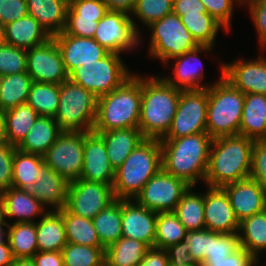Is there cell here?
I'll list each match as a JSON object with an SVG mask.
<instances>
[{"instance_id":"cell-1","label":"cell","mask_w":266,"mask_h":266,"mask_svg":"<svg viewBox=\"0 0 266 266\" xmlns=\"http://www.w3.org/2000/svg\"><path fill=\"white\" fill-rule=\"evenodd\" d=\"M212 141L207 132L160 139L162 169L196 187L199 180H205Z\"/></svg>"},{"instance_id":"cell-2","label":"cell","mask_w":266,"mask_h":266,"mask_svg":"<svg viewBox=\"0 0 266 266\" xmlns=\"http://www.w3.org/2000/svg\"><path fill=\"white\" fill-rule=\"evenodd\" d=\"M254 142L239 134L213 139L205 185L222 187L249 178Z\"/></svg>"},{"instance_id":"cell-3","label":"cell","mask_w":266,"mask_h":266,"mask_svg":"<svg viewBox=\"0 0 266 266\" xmlns=\"http://www.w3.org/2000/svg\"><path fill=\"white\" fill-rule=\"evenodd\" d=\"M181 90L160 75L141 77V105L138 128L144 138L162 139L170 129Z\"/></svg>"},{"instance_id":"cell-4","label":"cell","mask_w":266,"mask_h":266,"mask_svg":"<svg viewBox=\"0 0 266 266\" xmlns=\"http://www.w3.org/2000/svg\"><path fill=\"white\" fill-rule=\"evenodd\" d=\"M141 76L137 73L120 87L98 98L94 132L137 128L140 120Z\"/></svg>"},{"instance_id":"cell-5","label":"cell","mask_w":266,"mask_h":266,"mask_svg":"<svg viewBox=\"0 0 266 266\" xmlns=\"http://www.w3.org/2000/svg\"><path fill=\"white\" fill-rule=\"evenodd\" d=\"M162 169L161 143L145 138L115 170L113 193L116 199H134L145 184Z\"/></svg>"},{"instance_id":"cell-6","label":"cell","mask_w":266,"mask_h":266,"mask_svg":"<svg viewBox=\"0 0 266 266\" xmlns=\"http://www.w3.org/2000/svg\"><path fill=\"white\" fill-rule=\"evenodd\" d=\"M220 72L208 88L206 128L212 139L238 135L244 107L245 94L223 77V65Z\"/></svg>"},{"instance_id":"cell-7","label":"cell","mask_w":266,"mask_h":266,"mask_svg":"<svg viewBox=\"0 0 266 266\" xmlns=\"http://www.w3.org/2000/svg\"><path fill=\"white\" fill-rule=\"evenodd\" d=\"M98 98L70 79L60 84L59 105L54 120L62 131L93 130Z\"/></svg>"},{"instance_id":"cell-8","label":"cell","mask_w":266,"mask_h":266,"mask_svg":"<svg viewBox=\"0 0 266 266\" xmlns=\"http://www.w3.org/2000/svg\"><path fill=\"white\" fill-rule=\"evenodd\" d=\"M124 64L120 54L109 52L95 63L74 69L69 79L99 98L120 87L133 75Z\"/></svg>"},{"instance_id":"cell-9","label":"cell","mask_w":266,"mask_h":266,"mask_svg":"<svg viewBox=\"0 0 266 266\" xmlns=\"http://www.w3.org/2000/svg\"><path fill=\"white\" fill-rule=\"evenodd\" d=\"M148 28L152 32L148 53L165 65L170 59L200 46L183 25L180 16L174 12L151 23Z\"/></svg>"},{"instance_id":"cell-10","label":"cell","mask_w":266,"mask_h":266,"mask_svg":"<svg viewBox=\"0 0 266 266\" xmlns=\"http://www.w3.org/2000/svg\"><path fill=\"white\" fill-rule=\"evenodd\" d=\"M208 88L181 90L170 129L162 139H177L207 132Z\"/></svg>"},{"instance_id":"cell-11","label":"cell","mask_w":266,"mask_h":266,"mask_svg":"<svg viewBox=\"0 0 266 266\" xmlns=\"http://www.w3.org/2000/svg\"><path fill=\"white\" fill-rule=\"evenodd\" d=\"M131 15L121 11H108L98 21L93 39L107 51L121 54L140 45V29ZM140 34V35H139Z\"/></svg>"},{"instance_id":"cell-12","label":"cell","mask_w":266,"mask_h":266,"mask_svg":"<svg viewBox=\"0 0 266 266\" xmlns=\"http://www.w3.org/2000/svg\"><path fill=\"white\" fill-rule=\"evenodd\" d=\"M84 132L63 131L43 155L44 164L70 182L83 169Z\"/></svg>"},{"instance_id":"cell-13","label":"cell","mask_w":266,"mask_h":266,"mask_svg":"<svg viewBox=\"0 0 266 266\" xmlns=\"http://www.w3.org/2000/svg\"><path fill=\"white\" fill-rule=\"evenodd\" d=\"M190 187L183 179L161 169L133 199L155 212H173L184 192Z\"/></svg>"},{"instance_id":"cell-14","label":"cell","mask_w":266,"mask_h":266,"mask_svg":"<svg viewBox=\"0 0 266 266\" xmlns=\"http://www.w3.org/2000/svg\"><path fill=\"white\" fill-rule=\"evenodd\" d=\"M115 200L112 186L76 179L70 182L65 209L72 214L93 219Z\"/></svg>"},{"instance_id":"cell-15","label":"cell","mask_w":266,"mask_h":266,"mask_svg":"<svg viewBox=\"0 0 266 266\" xmlns=\"http://www.w3.org/2000/svg\"><path fill=\"white\" fill-rule=\"evenodd\" d=\"M27 73L33 82L60 85L69 79L61 52L53 38L27 50Z\"/></svg>"},{"instance_id":"cell-16","label":"cell","mask_w":266,"mask_h":266,"mask_svg":"<svg viewBox=\"0 0 266 266\" xmlns=\"http://www.w3.org/2000/svg\"><path fill=\"white\" fill-rule=\"evenodd\" d=\"M80 179L113 186L115 170L111 166L105 142L96 132H84L83 169Z\"/></svg>"},{"instance_id":"cell-17","label":"cell","mask_w":266,"mask_h":266,"mask_svg":"<svg viewBox=\"0 0 266 266\" xmlns=\"http://www.w3.org/2000/svg\"><path fill=\"white\" fill-rule=\"evenodd\" d=\"M205 229L222 234H236L239 221L222 187H210L204 193Z\"/></svg>"},{"instance_id":"cell-18","label":"cell","mask_w":266,"mask_h":266,"mask_svg":"<svg viewBox=\"0 0 266 266\" xmlns=\"http://www.w3.org/2000/svg\"><path fill=\"white\" fill-rule=\"evenodd\" d=\"M259 58V59H258ZM256 60H232L224 63L223 77L243 94L258 93L266 95V58Z\"/></svg>"},{"instance_id":"cell-19","label":"cell","mask_w":266,"mask_h":266,"mask_svg":"<svg viewBox=\"0 0 266 266\" xmlns=\"http://www.w3.org/2000/svg\"><path fill=\"white\" fill-rule=\"evenodd\" d=\"M52 38L59 47L68 74L85 64L95 63L109 53L93 38L72 36L64 32Z\"/></svg>"},{"instance_id":"cell-20","label":"cell","mask_w":266,"mask_h":266,"mask_svg":"<svg viewBox=\"0 0 266 266\" xmlns=\"http://www.w3.org/2000/svg\"><path fill=\"white\" fill-rule=\"evenodd\" d=\"M157 212L138 204L135 200L122 199V237L135 239L154 247Z\"/></svg>"},{"instance_id":"cell-21","label":"cell","mask_w":266,"mask_h":266,"mask_svg":"<svg viewBox=\"0 0 266 266\" xmlns=\"http://www.w3.org/2000/svg\"><path fill=\"white\" fill-rule=\"evenodd\" d=\"M239 222L265 210L266 191L255 180L232 182L222 186Z\"/></svg>"},{"instance_id":"cell-22","label":"cell","mask_w":266,"mask_h":266,"mask_svg":"<svg viewBox=\"0 0 266 266\" xmlns=\"http://www.w3.org/2000/svg\"><path fill=\"white\" fill-rule=\"evenodd\" d=\"M213 46L209 45H200L196 49H193L189 52L178 56L174 62L173 74L174 78L164 75L162 78L173 87L180 90H198V89H207L211 84H203L201 81L204 78V65L201 64L199 53L212 51ZM200 66V67H199Z\"/></svg>"},{"instance_id":"cell-23","label":"cell","mask_w":266,"mask_h":266,"mask_svg":"<svg viewBox=\"0 0 266 266\" xmlns=\"http://www.w3.org/2000/svg\"><path fill=\"white\" fill-rule=\"evenodd\" d=\"M36 177L37 181L32 186L31 194L44 207L51 206L52 211L65 208L70 181L45 164L38 170Z\"/></svg>"},{"instance_id":"cell-24","label":"cell","mask_w":266,"mask_h":266,"mask_svg":"<svg viewBox=\"0 0 266 266\" xmlns=\"http://www.w3.org/2000/svg\"><path fill=\"white\" fill-rule=\"evenodd\" d=\"M5 209V218H16L14 223L35 222L34 217L45 215V207L31 193L22 189L10 187L0 192Z\"/></svg>"},{"instance_id":"cell-25","label":"cell","mask_w":266,"mask_h":266,"mask_svg":"<svg viewBox=\"0 0 266 266\" xmlns=\"http://www.w3.org/2000/svg\"><path fill=\"white\" fill-rule=\"evenodd\" d=\"M5 43L25 50L40 46L52 38L30 15L4 26Z\"/></svg>"},{"instance_id":"cell-26","label":"cell","mask_w":266,"mask_h":266,"mask_svg":"<svg viewBox=\"0 0 266 266\" xmlns=\"http://www.w3.org/2000/svg\"><path fill=\"white\" fill-rule=\"evenodd\" d=\"M28 15L33 16L52 37L64 31L69 2L66 0H26Z\"/></svg>"},{"instance_id":"cell-27","label":"cell","mask_w":266,"mask_h":266,"mask_svg":"<svg viewBox=\"0 0 266 266\" xmlns=\"http://www.w3.org/2000/svg\"><path fill=\"white\" fill-rule=\"evenodd\" d=\"M96 133L105 142L107 156L114 170H117L137 145L145 139L138 127Z\"/></svg>"},{"instance_id":"cell-28","label":"cell","mask_w":266,"mask_h":266,"mask_svg":"<svg viewBox=\"0 0 266 266\" xmlns=\"http://www.w3.org/2000/svg\"><path fill=\"white\" fill-rule=\"evenodd\" d=\"M266 134V95L245 94L239 135L260 141Z\"/></svg>"},{"instance_id":"cell-29","label":"cell","mask_w":266,"mask_h":266,"mask_svg":"<svg viewBox=\"0 0 266 266\" xmlns=\"http://www.w3.org/2000/svg\"><path fill=\"white\" fill-rule=\"evenodd\" d=\"M62 132L54 118L39 116L17 149L43 156Z\"/></svg>"},{"instance_id":"cell-30","label":"cell","mask_w":266,"mask_h":266,"mask_svg":"<svg viewBox=\"0 0 266 266\" xmlns=\"http://www.w3.org/2000/svg\"><path fill=\"white\" fill-rule=\"evenodd\" d=\"M47 210L39 222H36L38 251H62L67 244L62 214Z\"/></svg>"},{"instance_id":"cell-31","label":"cell","mask_w":266,"mask_h":266,"mask_svg":"<svg viewBox=\"0 0 266 266\" xmlns=\"http://www.w3.org/2000/svg\"><path fill=\"white\" fill-rule=\"evenodd\" d=\"M3 116L6 141L18 146L40 115L28 103H24L3 112Z\"/></svg>"},{"instance_id":"cell-32","label":"cell","mask_w":266,"mask_h":266,"mask_svg":"<svg viewBox=\"0 0 266 266\" xmlns=\"http://www.w3.org/2000/svg\"><path fill=\"white\" fill-rule=\"evenodd\" d=\"M33 80L27 72L0 77V111L27 103Z\"/></svg>"},{"instance_id":"cell-33","label":"cell","mask_w":266,"mask_h":266,"mask_svg":"<svg viewBox=\"0 0 266 266\" xmlns=\"http://www.w3.org/2000/svg\"><path fill=\"white\" fill-rule=\"evenodd\" d=\"M102 246L106 249L122 237V199H116L92 219Z\"/></svg>"},{"instance_id":"cell-34","label":"cell","mask_w":266,"mask_h":266,"mask_svg":"<svg viewBox=\"0 0 266 266\" xmlns=\"http://www.w3.org/2000/svg\"><path fill=\"white\" fill-rule=\"evenodd\" d=\"M238 236L240 247L259 260L258 255L262 251H266V211L254 214L239 222Z\"/></svg>"},{"instance_id":"cell-35","label":"cell","mask_w":266,"mask_h":266,"mask_svg":"<svg viewBox=\"0 0 266 266\" xmlns=\"http://www.w3.org/2000/svg\"><path fill=\"white\" fill-rule=\"evenodd\" d=\"M43 165V156L20 151L16 146L13 158L12 187L31 193L32 186L37 181L38 170Z\"/></svg>"},{"instance_id":"cell-36","label":"cell","mask_w":266,"mask_h":266,"mask_svg":"<svg viewBox=\"0 0 266 266\" xmlns=\"http://www.w3.org/2000/svg\"><path fill=\"white\" fill-rule=\"evenodd\" d=\"M190 186L182 195L173 213L187 232L205 229L204 194H196Z\"/></svg>"},{"instance_id":"cell-37","label":"cell","mask_w":266,"mask_h":266,"mask_svg":"<svg viewBox=\"0 0 266 266\" xmlns=\"http://www.w3.org/2000/svg\"><path fill=\"white\" fill-rule=\"evenodd\" d=\"M7 228L14 258H32L38 252L36 222L8 223Z\"/></svg>"},{"instance_id":"cell-38","label":"cell","mask_w":266,"mask_h":266,"mask_svg":"<svg viewBox=\"0 0 266 266\" xmlns=\"http://www.w3.org/2000/svg\"><path fill=\"white\" fill-rule=\"evenodd\" d=\"M148 248L141 241L121 237L105 249V261L110 266H139Z\"/></svg>"},{"instance_id":"cell-39","label":"cell","mask_w":266,"mask_h":266,"mask_svg":"<svg viewBox=\"0 0 266 266\" xmlns=\"http://www.w3.org/2000/svg\"><path fill=\"white\" fill-rule=\"evenodd\" d=\"M65 224L67 243L93 247H103L94 228L92 219L68 212L65 208L59 211Z\"/></svg>"},{"instance_id":"cell-40","label":"cell","mask_w":266,"mask_h":266,"mask_svg":"<svg viewBox=\"0 0 266 266\" xmlns=\"http://www.w3.org/2000/svg\"><path fill=\"white\" fill-rule=\"evenodd\" d=\"M60 85L33 82L27 103L40 115L54 118L59 105Z\"/></svg>"},{"instance_id":"cell-41","label":"cell","mask_w":266,"mask_h":266,"mask_svg":"<svg viewBox=\"0 0 266 266\" xmlns=\"http://www.w3.org/2000/svg\"><path fill=\"white\" fill-rule=\"evenodd\" d=\"M180 18L183 25L188 29L199 45L214 47L219 30L221 28L225 30L224 27L208 13L182 15Z\"/></svg>"},{"instance_id":"cell-42","label":"cell","mask_w":266,"mask_h":266,"mask_svg":"<svg viewBox=\"0 0 266 266\" xmlns=\"http://www.w3.org/2000/svg\"><path fill=\"white\" fill-rule=\"evenodd\" d=\"M187 231L173 212H158L154 247L166 249L185 240Z\"/></svg>"},{"instance_id":"cell-43","label":"cell","mask_w":266,"mask_h":266,"mask_svg":"<svg viewBox=\"0 0 266 266\" xmlns=\"http://www.w3.org/2000/svg\"><path fill=\"white\" fill-rule=\"evenodd\" d=\"M64 266H103L105 248L67 243L62 249Z\"/></svg>"},{"instance_id":"cell-44","label":"cell","mask_w":266,"mask_h":266,"mask_svg":"<svg viewBox=\"0 0 266 266\" xmlns=\"http://www.w3.org/2000/svg\"><path fill=\"white\" fill-rule=\"evenodd\" d=\"M174 0H136L130 15L136 17L147 27L173 12Z\"/></svg>"},{"instance_id":"cell-45","label":"cell","mask_w":266,"mask_h":266,"mask_svg":"<svg viewBox=\"0 0 266 266\" xmlns=\"http://www.w3.org/2000/svg\"><path fill=\"white\" fill-rule=\"evenodd\" d=\"M27 72V50L0 44V77Z\"/></svg>"},{"instance_id":"cell-46","label":"cell","mask_w":266,"mask_h":266,"mask_svg":"<svg viewBox=\"0 0 266 266\" xmlns=\"http://www.w3.org/2000/svg\"><path fill=\"white\" fill-rule=\"evenodd\" d=\"M240 248L238 233L222 234L210 231L209 255L201 264H209L212 260L223 259Z\"/></svg>"},{"instance_id":"cell-47","label":"cell","mask_w":266,"mask_h":266,"mask_svg":"<svg viewBox=\"0 0 266 266\" xmlns=\"http://www.w3.org/2000/svg\"><path fill=\"white\" fill-rule=\"evenodd\" d=\"M187 248L190 250L194 262L202 263L209 255L210 247V230L201 229L196 231H189L185 237Z\"/></svg>"},{"instance_id":"cell-48","label":"cell","mask_w":266,"mask_h":266,"mask_svg":"<svg viewBox=\"0 0 266 266\" xmlns=\"http://www.w3.org/2000/svg\"><path fill=\"white\" fill-rule=\"evenodd\" d=\"M98 21L95 19L79 18V15L69 6L67 11V21L64 29L65 34L78 37L93 38Z\"/></svg>"},{"instance_id":"cell-49","label":"cell","mask_w":266,"mask_h":266,"mask_svg":"<svg viewBox=\"0 0 266 266\" xmlns=\"http://www.w3.org/2000/svg\"><path fill=\"white\" fill-rule=\"evenodd\" d=\"M16 146L0 141V192L12 187L13 158Z\"/></svg>"},{"instance_id":"cell-50","label":"cell","mask_w":266,"mask_h":266,"mask_svg":"<svg viewBox=\"0 0 266 266\" xmlns=\"http://www.w3.org/2000/svg\"><path fill=\"white\" fill-rule=\"evenodd\" d=\"M207 13L219 22L225 29L230 31L233 16L234 0H201Z\"/></svg>"},{"instance_id":"cell-51","label":"cell","mask_w":266,"mask_h":266,"mask_svg":"<svg viewBox=\"0 0 266 266\" xmlns=\"http://www.w3.org/2000/svg\"><path fill=\"white\" fill-rule=\"evenodd\" d=\"M69 6L79 15V18L99 21L108 12L103 0H72Z\"/></svg>"},{"instance_id":"cell-52","label":"cell","mask_w":266,"mask_h":266,"mask_svg":"<svg viewBox=\"0 0 266 266\" xmlns=\"http://www.w3.org/2000/svg\"><path fill=\"white\" fill-rule=\"evenodd\" d=\"M249 178L257 181L266 191V145L261 141H255L253 145Z\"/></svg>"},{"instance_id":"cell-53","label":"cell","mask_w":266,"mask_h":266,"mask_svg":"<svg viewBox=\"0 0 266 266\" xmlns=\"http://www.w3.org/2000/svg\"><path fill=\"white\" fill-rule=\"evenodd\" d=\"M27 15L26 0H0V22L4 26Z\"/></svg>"},{"instance_id":"cell-54","label":"cell","mask_w":266,"mask_h":266,"mask_svg":"<svg viewBox=\"0 0 266 266\" xmlns=\"http://www.w3.org/2000/svg\"><path fill=\"white\" fill-rule=\"evenodd\" d=\"M259 264L251 253L240 247L233 254L219 260H212L209 264H202V266H254Z\"/></svg>"},{"instance_id":"cell-55","label":"cell","mask_w":266,"mask_h":266,"mask_svg":"<svg viewBox=\"0 0 266 266\" xmlns=\"http://www.w3.org/2000/svg\"><path fill=\"white\" fill-rule=\"evenodd\" d=\"M249 13L258 34L260 48L266 49V0H260L249 6Z\"/></svg>"},{"instance_id":"cell-56","label":"cell","mask_w":266,"mask_h":266,"mask_svg":"<svg viewBox=\"0 0 266 266\" xmlns=\"http://www.w3.org/2000/svg\"><path fill=\"white\" fill-rule=\"evenodd\" d=\"M169 264L177 265L178 263L192 264L194 260L189 254L190 250L187 248V242L181 241L177 244L168 246L166 249Z\"/></svg>"},{"instance_id":"cell-57","label":"cell","mask_w":266,"mask_h":266,"mask_svg":"<svg viewBox=\"0 0 266 266\" xmlns=\"http://www.w3.org/2000/svg\"><path fill=\"white\" fill-rule=\"evenodd\" d=\"M173 12L178 16L207 13L201 0H174Z\"/></svg>"},{"instance_id":"cell-58","label":"cell","mask_w":266,"mask_h":266,"mask_svg":"<svg viewBox=\"0 0 266 266\" xmlns=\"http://www.w3.org/2000/svg\"><path fill=\"white\" fill-rule=\"evenodd\" d=\"M169 260L165 249L149 247L139 266H168Z\"/></svg>"},{"instance_id":"cell-59","label":"cell","mask_w":266,"mask_h":266,"mask_svg":"<svg viewBox=\"0 0 266 266\" xmlns=\"http://www.w3.org/2000/svg\"><path fill=\"white\" fill-rule=\"evenodd\" d=\"M32 260L36 266H64L61 251H38Z\"/></svg>"},{"instance_id":"cell-60","label":"cell","mask_w":266,"mask_h":266,"mask_svg":"<svg viewBox=\"0 0 266 266\" xmlns=\"http://www.w3.org/2000/svg\"><path fill=\"white\" fill-rule=\"evenodd\" d=\"M108 8V11H121L127 14H131L136 0H103Z\"/></svg>"},{"instance_id":"cell-61","label":"cell","mask_w":266,"mask_h":266,"mask_svg":"<svg viewBox=\"0 0 266 266\" xmlns=\"http://www.w3.org/2000/svg\"><path fill=\"white\" fill-rule=\"evenodd\" d=\"M14 261V256L6 238L5 242L0 243V266H11Z\"/></svg>"},{"instance_id":"cell-62","label":"cell","mask_w":266,"mask_h":266,"mask_svg":"<svg viewBox=\"0 0 266 266\" xmlns=\"http://www.w3.org/2000/svg\"><path fill=\"white\" fill-rule=\"evenodd\" d=\"M11 266H36L32 258H14Z\"/></svg>"},{"instance_id":"cell-63","label":"cell","mask_w":266,"mask_h":266,"mask_svg":"<svg viewBox=\"0 0 266 266\" xmlns=\"http://www.w3.org/2000/svg\"><path fill=\"white\" fill-rule=\"evenodd\" d=\"M8 223L9 222H6L5 209L2 200L0 199V226H8Z\"/></svg>"},{"instance_id":"cell-64","label":"cell","mask_w":266,"mask_h":266,"mask_svg":"<svg viewBox=\"0 0 266 266\" xmlns=\"http://www.w3.org/2000/svg\"><path fill=\"white\" fill-rule=\"evenodd\" d=\"M0 141H6L5 138V127H4V116L0 111Z\"/></svg>"},{"instance_id":"cell-65","label":"cell","mask_w":266,"mask_h":266,"mask_svg":"<svg viewBox=\"0 0 266 266\" xmlns=\"http://www.w3.org/2000/svg\"><path fill=\"white\" fill-rule=\"evenodd\" d=\"M235 2H237L238 4H241V5H246L248 4V6L260 1V0H234ZM246 3V4H245Z\"/></svg>"},{"instance_id":"cell-66","label":"cell","mask_w":266,"mask_h":266,"mask_svg":"<svg viewBox=\"0 0 266 266\" xmlns=\"http://www.w3.org/2000/svg\"><path fill=\"white\" fill-rule=\"evenodd\" d=\"M4 229L5 228L3 226H0V243L6 241L4 238L7 237V228H6V230H4Z\"/></svg>"},{"instance_id":"cell-67","label":"cell","mask_w":266,"mask_h":266,"mask_svg":"<svg viewBox=\"0 0 266 266\" xmlns=\"http://www.w3.org/2000/svg\"><path fill=\"white\" fill-rule=\"evenodd\" d=\"M5 42L4 25L0 22V44Z\"/></svg>"},{"instance_id":"cell-68","label":"cell","mask_w":266,"mask_h":266,"mask_svg":"<svg viewBox=\"0 0 266 266\" xmlns=\"http://www.w3.org/2000/svg\"><path fill=\"white\" fill-rule=\"evenodd\" d=\"M168 266H202V264L194 262L192 264H184V263H178L177 265L169 264Z\"/></svg>"},{"instance_id":"cell-69","label":"cell","mask_w":266,"mask_h":266,"mask_svg":"<svg viewBox=\"0 0 266 266\" xmlns=\"http://www.w3.org/2000/svg\"><path fill=\"white\" fill-rule=\"evenodd\" d=\"M260 141L266 145V134L264 135V137Z\"/></svg>"},{"instance_id":"cell-70","label":"cell","mask_w":266,"mask_h":266,"mask_svg":"<svg viewBox=\"0 0 266 266\" xmlns=\"http://www.w3.org/2000/svg\"><path fill=\"white\" fill-rule=\"evenodd\" d=\"M103 266H110V265L105 261Z\"/></svg>"}]
</instances>
